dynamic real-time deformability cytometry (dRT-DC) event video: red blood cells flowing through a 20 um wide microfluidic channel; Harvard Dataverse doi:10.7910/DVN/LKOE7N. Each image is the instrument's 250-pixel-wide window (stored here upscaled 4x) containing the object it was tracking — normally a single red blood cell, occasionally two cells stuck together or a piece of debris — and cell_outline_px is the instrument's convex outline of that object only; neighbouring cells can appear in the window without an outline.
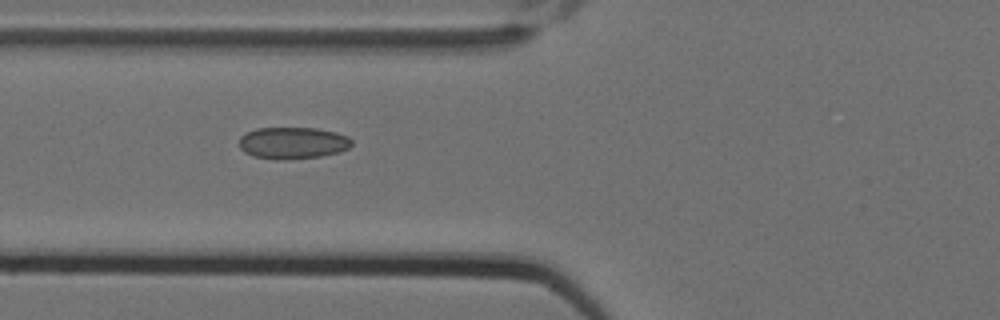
{"species": "Egyptian fruit bat (a non-hibernating species)", "species_latin": "Rousettus aegyptiacus", "temperature_condition": "cold", "stored_images_in_passage": 9, "camera_frame_rate_fps": 3000, "um_per_image_px": 0.085, "animal": {"sex": "female"}, "frame": {"image": 1, "passage_image": 8, "time_ms": 2.333, "image_size_px": [1000, 320], "cell_outline_px": [[352, 144], [348, 148], [340, 152], [320, 156], [288, 160], [276, 160], [252, 156], [244, 152], [240, 148], [240, 136], [256, 128], [316, 128], [336, 132], [348, 136], [352, 140]], "centroid_in_image_um": [24.89, 12.16], "position_along_channel_um": 100.9, "area_um2": 21.04}}
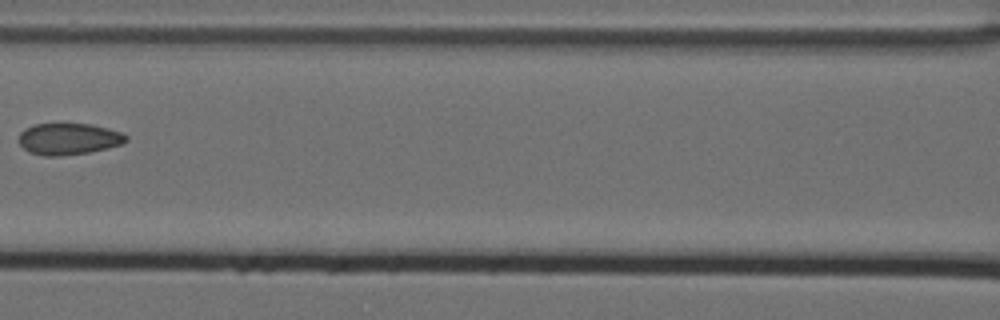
{"frame": {"image": 2, "passage_image": 9, "time_ms": 2.667, "image_size_px": [1000, 320], "cell_outline_px": [[128, 140], [120, 144], [108, 148], [88, 152], [60, 156], [44, 156], [28, 152], [20, 144], [20, 132], [24, 128], [32, 124], [92, 124], [108, 128], [120, 132], [128, 136]], "centroid_in_image_um": [5.82, 11.8], "position_along_channel_um": 160.8, "area_um2": 19.71}}